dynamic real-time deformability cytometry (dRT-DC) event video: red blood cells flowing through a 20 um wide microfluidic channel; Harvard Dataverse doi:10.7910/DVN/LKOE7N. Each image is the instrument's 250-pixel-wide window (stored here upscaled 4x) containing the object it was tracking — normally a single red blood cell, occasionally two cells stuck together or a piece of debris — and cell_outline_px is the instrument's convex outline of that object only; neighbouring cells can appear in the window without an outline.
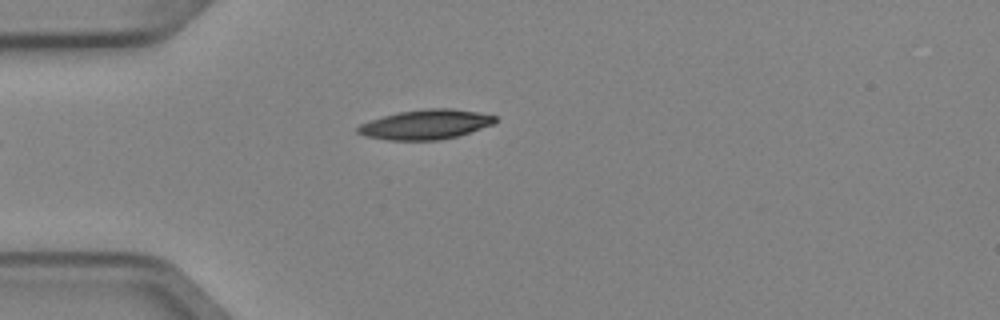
{"species": "Egyptian fruit bat (a non-hibernating species)", "species_latin": "Rousettus aegyptiacus", "temperature_condition": "cold", "stored_images_in_passage": 4, "camera_frame_rate_fps": 3000, "um_per_image_px": 0.085, "animal": {"sex": "female"}, "frame": {"image": 1, "passage_image": 4, "time_ms": 1.0, "image_size_px": [1000, 320], "cell_outline_px": [[496, 120], [492, 124], [456, 136], [440, 140], [388, 140], [368, 136], [356, 132], [356, 128], [360, 124], [368, 120], [396, 112], [424, 108], [452, 108], [476, 112], [496, 116]], "centroid_in_image_um": [36.12, 10.56], "position_along_channel_um": 48.9, "area_um2": 23.64}}